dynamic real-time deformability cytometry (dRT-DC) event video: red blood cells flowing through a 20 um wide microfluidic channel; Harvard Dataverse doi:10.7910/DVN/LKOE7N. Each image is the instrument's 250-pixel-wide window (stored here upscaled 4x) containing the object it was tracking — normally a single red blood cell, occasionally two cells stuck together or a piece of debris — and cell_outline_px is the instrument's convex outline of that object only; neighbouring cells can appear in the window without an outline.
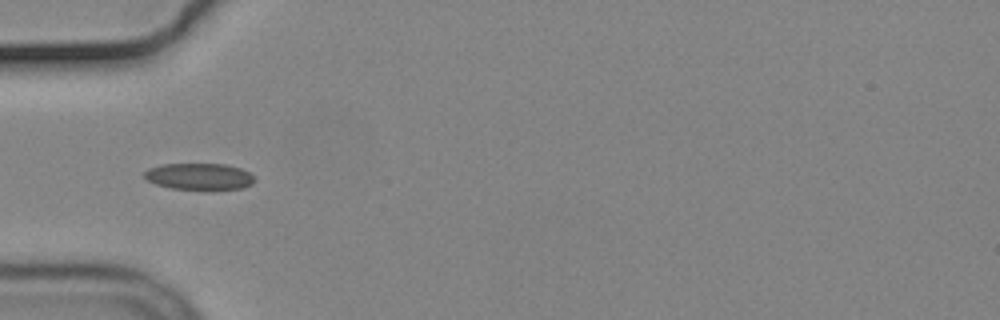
{"species": "common noctule bat (a hibernating species)", "species_latin": "Nyctalus noctula", "temperature_condition": "cold", "stored_images_in_passage": 38, "camera_frame_rate_fps": 3000, "um_per_image_px": 0.085, "animal": {"sex": "male", "body_mass_g": 19.2, "forearm_length_mm": 51.8}, "frame": {"image": 1, "passage_image": 1, "time_ms": 0.0, "image_size_px": [1000, 320], "cell_outline_px": [[256, 180], [252, 184], [244, 188], [208, 192], [172, 188], [156, 184], [148, 180], [144, 176], [144, 172], [148, 168], [160, 164], [224, 164], [240, 168], [248, 172]], "centroid_in_image_um": [16.96, 15.04], "position_along_channel_um": 68.0, "area_um2": 17.69}}
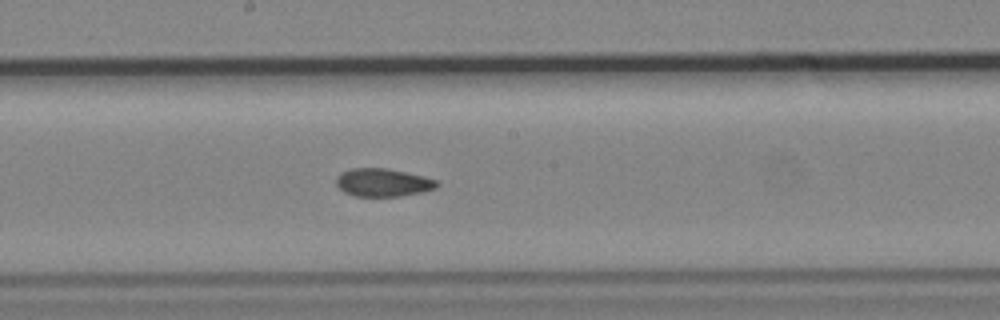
{"frame": {"image": 2, "passage_image": 13, "time_ms": 4.0, "image_size_px": [1000, 320], "cell_outline_px": [[440, 184], [436, 188], [424, 192], [400, 196], [356, 196], [344, 192], [336, 184], [336, 176], [340, 172], [348, 168], [384, 168], [424, 176], [436, 180]], "centroid_in_image_um": [32.54, 15.51], "position_along_channel_um": 215.7, "area_um2": 16.53}}
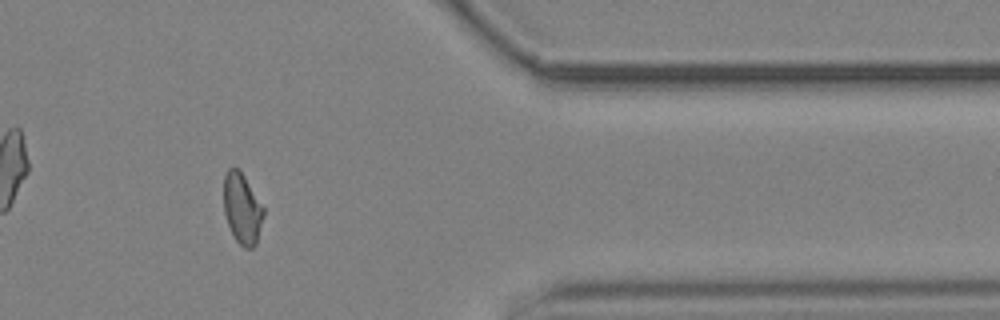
{"frame": {"image": 3, "passage_image": 29, "time_ms": 9.333, "image_size_px": [1000, 320], "cell_outline_px": [[264, 216], [256, 244], [252, 248], [244, 248], [236, 240], [228, 224], [224, 212], [224, 176], [228, 168], [236, 168], [244, 176], [264, 208]], "centroid_in_image_um": [20.59, 17.74], "position_along_channel_um": 390.8, "area_um2": 16.18}, "authors_computed_cell_mechanics": {"area_um2": 16.5886, "velocity_mm_per_s": 3.6897, "shape_relaxation_time_tau1_ms": null, "shape_relaxation_time_tau2_ms": 2.9884, "deformation_change_tau1": null, "deformation_change_tau2": 0.0748}}